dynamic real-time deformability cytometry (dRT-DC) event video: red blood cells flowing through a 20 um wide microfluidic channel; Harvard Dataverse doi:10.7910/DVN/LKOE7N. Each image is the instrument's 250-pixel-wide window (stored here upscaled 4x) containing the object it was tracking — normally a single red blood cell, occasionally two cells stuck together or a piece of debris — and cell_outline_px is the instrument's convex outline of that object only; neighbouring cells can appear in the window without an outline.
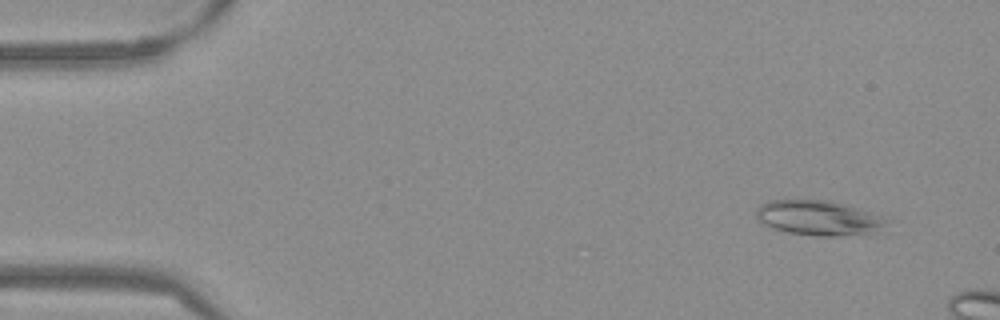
{"species": "Egyptian fruit bat (a non-hibernating species)", "species_latin": "Rousettus aegyptiacus", "temperature_condition": "warm", "stored_images_in_passage": 10, "camera_frame_rate_fps": 3000, "um_per_image_px": 0.085, "frame": {"image": 1, "passage_image": 4, "time_ms": 1.0, "image_size_px": [1000, 320], "cell_outline_px": [[892, 220], [884, 228], [864, 232], [840, 236], [816, 236], [788, 232], [772, 228], [756, 220], [756, 208], [760, 204], [768, 200], [828, 200], [848, 204], [888, 216]], "centroid_in_image_um": [69.62, 18.5], "position_along_channel_um": 15.4, "area_um2": 26.99}}